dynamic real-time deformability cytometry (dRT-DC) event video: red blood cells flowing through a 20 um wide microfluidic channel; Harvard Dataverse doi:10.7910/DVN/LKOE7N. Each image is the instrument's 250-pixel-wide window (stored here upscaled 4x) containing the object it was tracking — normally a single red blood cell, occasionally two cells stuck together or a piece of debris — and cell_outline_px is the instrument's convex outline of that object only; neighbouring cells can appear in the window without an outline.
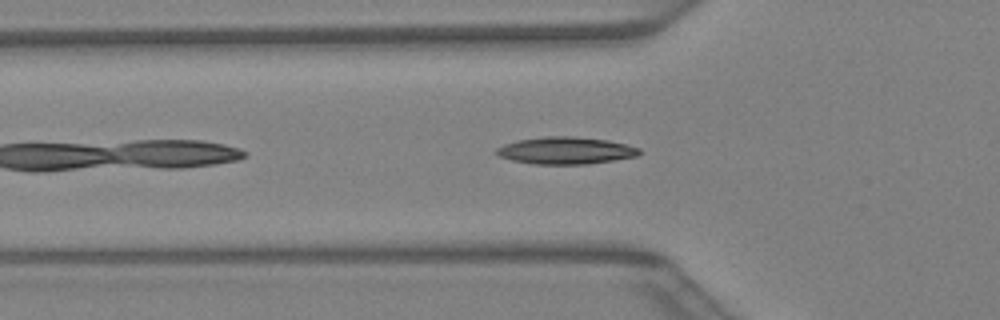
{"species": "Egyptian fruit bat (a non-hibernating species)", "species_latin": "Rousettus aegyptiacus", "temperature_condition": "warm", "stored_images_in_passage": 28, "camera_frame_rate_fps": 3000, "um_per_image_px": 0.085, "animal": {"sex": "female"}, "frame": {"image": 1, "passage_image": 3, "time_ms": 0.667, "image_size_px": [1000, 320], "cell_outline_px": [[640, 152], [636, 156], [588, 164], [532, 164], [512, 160], [496, 156], [496, 148], [504, 144], [516, 140], [544, 136], [572, 136], [608, 140], [640, 148]], "centroid_in_image_um": [48.02, 12.79], "position_along_channel_um": 77.8, "area_um2": 22.6}}
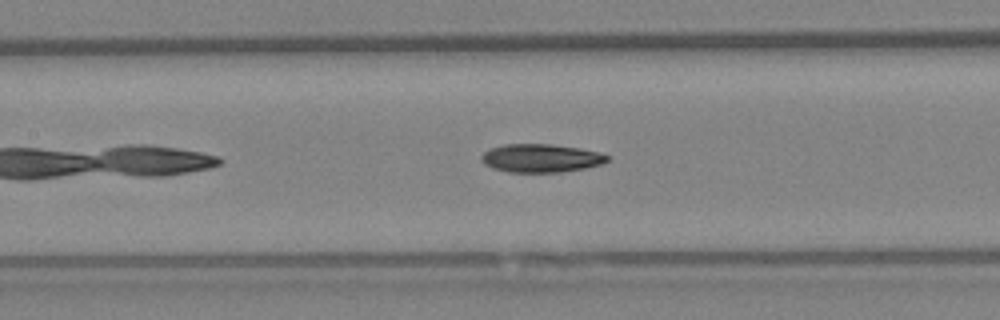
{"frame": {"image": 2, "passage_image": 8, "time_ms": 2.333, "image_size_px": [1000, 320], "cell_outline_px": [[608, 160], [600, 164], [584, 168], [560, 172], [508, 172], [492, 168], [484, 164], [480, 160], [480, 156], [484, 152], [492, 148], [504, 144], [552, 144], [580, 148], [596, 152], [608, 156]], "centroid_in_image_um": [45.92, 13.44], "position_along_channel_um": 161.5, "area_um2": 20.63}}
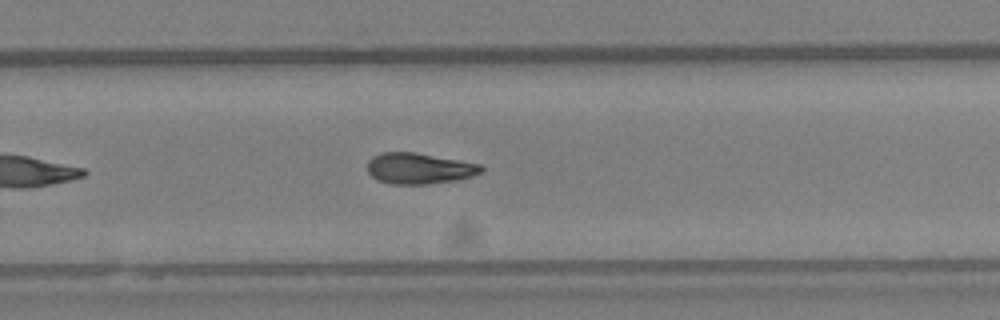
{"frame": {"image": 3, "passage_image": 16, "time_ms": 5.0, "image_size_px": [1000, 320], "cell_outline_px": [[484, 172], [472, 176], [456, 180], [428, 184], [392, 184], [376, 180], [368, 172], [368, 160], [372, 156], [380, 152], [412, 152], [460, 160], [480, 164], [484, 168]], "centroid_in_image_um": [35.63, 14.32], "position_along_channel_um": 294.2, "area_um2": 20.63}}